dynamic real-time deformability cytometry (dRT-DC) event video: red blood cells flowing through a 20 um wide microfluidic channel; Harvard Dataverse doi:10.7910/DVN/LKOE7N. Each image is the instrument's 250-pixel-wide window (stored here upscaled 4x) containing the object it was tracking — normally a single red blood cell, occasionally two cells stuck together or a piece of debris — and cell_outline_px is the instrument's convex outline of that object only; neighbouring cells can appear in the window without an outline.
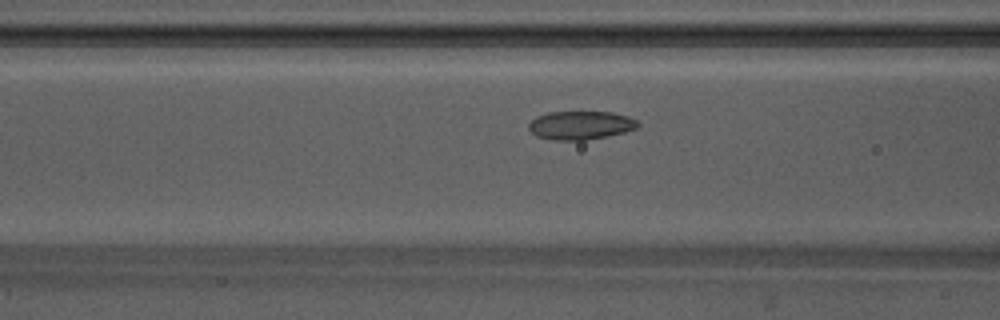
{"species": "Egyptian fruit bat (a non-hibernating species)", "species_latin": "Rousettus aegyptiacus", "temperature_condition": "warm", "stored_images_in_passage": 50, "camera_frame_rate_fps": 3000, "um_per_image_px": 0.085, "animal": {"sex": "male"}, "frame": {"image": 1, "passage_image": 16, "time_ms": 5.0, "image_size_px": [1000, 320], "cell_outline_px": [[640, 124], [636, 128], [624, 132], [584, 140], [552, 140], [536, 136], [528, 128], [528, 124], [536, 116], [548, 112], [612, 112], [628, 116], [636, 120]], "centroid_in_image_um": [49.32, 10.64], "position_along_channel_um": 117.3, "area_um2": 18.03}}
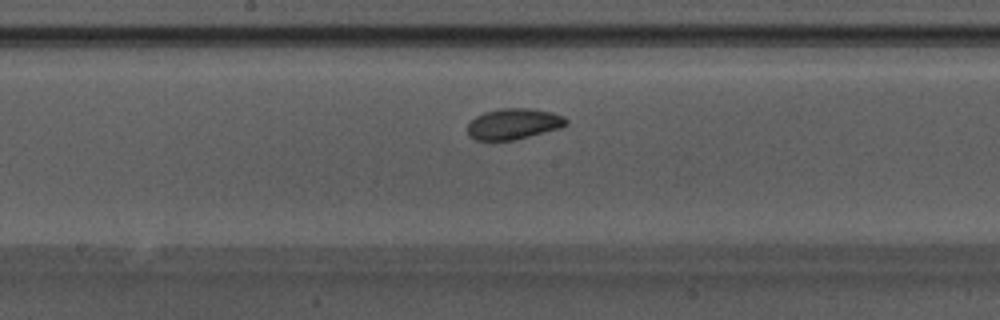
{"frame": {"image": 2, "passage_image": 23, "time_ms": 7.333, "image_size_px": [1000, 320], "cell_outline_px": [[568, 124], [560, 128], [516, 140], [476, 140], [468, 136], [468, 124], [476, 116], [484, 112], [500, 108], [528, 108], [552, 112], [564, 116], [568, 120]], "centroid_in_image_um": [43.67, 10.53], "position_along_channel_um": 204.5, "area_um2": 17.86}}
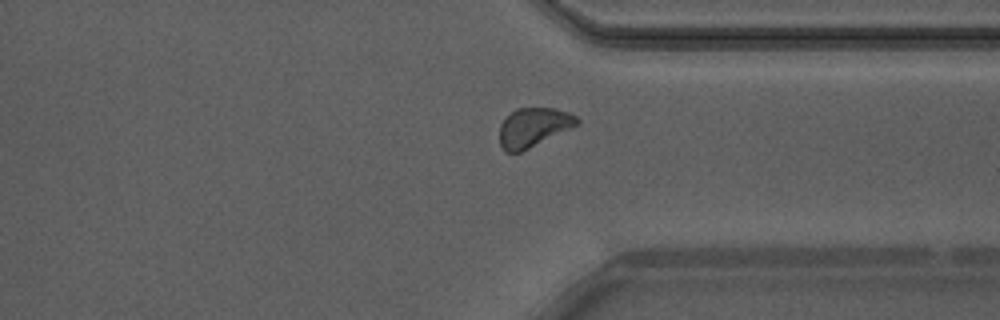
{"frame": {"image": 3, "passage_image": 36, "time_ms": 11.667, "image_size_px": [1000, 320], "cell_outline_px": [[580, 124], [520, 152], [504, 152], [500, 144], [500, 124], [516, 108], [556, 108], [568, 112], [576, 116], [580, 120]], "centroid_in_image_um": [45.36, 10.81], "position_along_channel_um": 366.0, "area_um2": 17.51}, "authors_computed_cell_mechanics": {"area_um2": 18.0914, "velocity_mm_per_s": 3.7483, "shape_relaxation_time_tau1_ms": 2.4648, "shape_relaxation_time_tau2_ms": 3.7418, "deformation_change_tau1": 0.0797, "deformation_change_tau2": 0.0705}}